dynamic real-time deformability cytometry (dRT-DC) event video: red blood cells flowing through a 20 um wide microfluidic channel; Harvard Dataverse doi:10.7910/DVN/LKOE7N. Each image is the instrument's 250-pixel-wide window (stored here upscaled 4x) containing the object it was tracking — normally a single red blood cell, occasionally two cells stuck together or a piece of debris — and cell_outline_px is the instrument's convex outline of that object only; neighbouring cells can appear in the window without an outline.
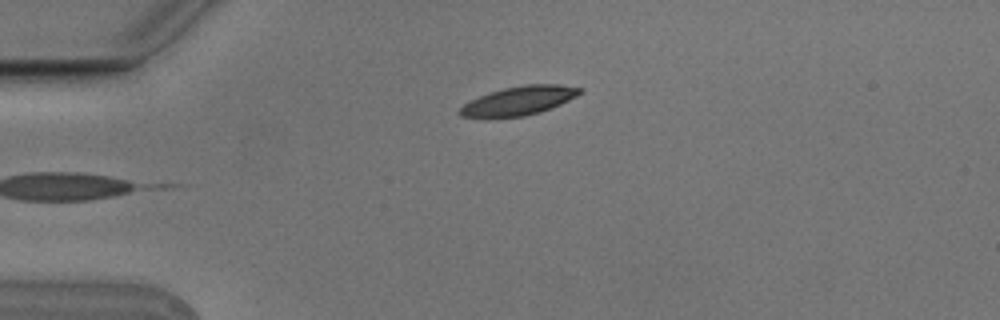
{"species": "Egyptian fruit bat (a non-hibernating species)", "species_latin": "Rousettus aegyptiacus", "temperature_condition": "cold", "stored_images_in_passage": 4, "camera_frame_rate_fps": 3000, "um_per_image_px": 0.085, "animal": {"sex": "male"}, "frame": {"image": 1, "passage_image": 4, "time_ms": 1.0, "image_size_px": [1000, 320], "cell_outline_px": [[584, 88], [576, 96], [560, 104], [540, 112], [524, 116], [488, 120], [460, 116], [456, 112], [468, 100], [488, 92], [504, 88], [524, 84], [560, 84]], "centroid_in_image_um": [44.0, 8.59], "position_along_channel_um": 41.0, "area_um2": 20.87}}